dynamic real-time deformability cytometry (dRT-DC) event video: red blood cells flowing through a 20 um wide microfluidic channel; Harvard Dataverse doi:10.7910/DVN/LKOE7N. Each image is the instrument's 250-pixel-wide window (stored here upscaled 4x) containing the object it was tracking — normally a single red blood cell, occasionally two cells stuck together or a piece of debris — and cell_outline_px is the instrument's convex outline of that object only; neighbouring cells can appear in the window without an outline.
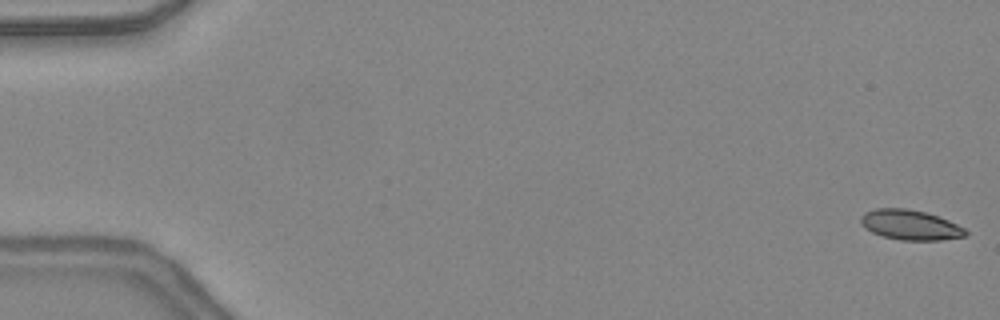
{"species": "common noctule bat (a hibernating species)", "species_latin": "Nyctalus noctula", "temperature_condition": "warm", "stored_images_in_passage": 49, "camera_frame_rate_fps": 3000, "um_per_image_px": 0.085, "animal": {"sex": "female", "body_mass_g": 24.6, "forearm_length_mm": 56.2}, "frame": {"image": 1, "passage_image": 1, "time_ms": 0.0, "image_size_px": [1000, 320], "cell_outline_px": [[968, 236], [940, 240], [900, 240], [884, 236], [872, 232], [860, 220], [860, 216], [864, 212], [876, 208], [908, 208], [924, 212], [948, 220], [964, 228], [968, 232]], "centroid_in_image_um": [77.39, 19.11], "position_along_channel_um": 7.6, "area_um2": 18.15}}
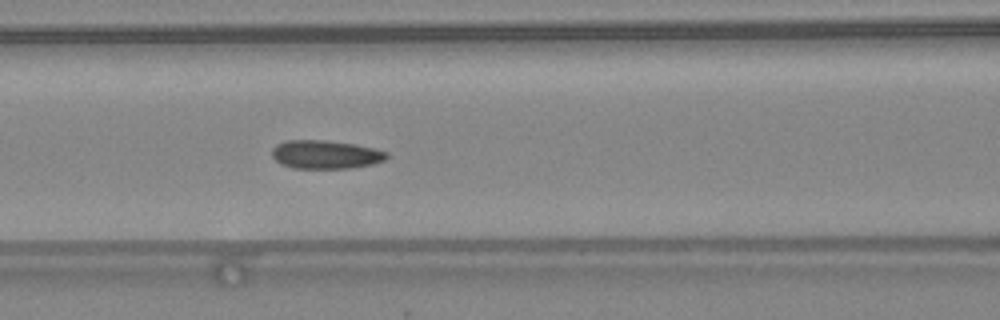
{"frame": {"image": 2, "passage_image": 21, "time_ms": 6.667, "image_size_px": [1000, 320], "cell_outline_px": [[388, 156], [384, 160], [372, 164], [352, 168], [292, 168], [280, 164], [272, 156], [272, 148], [276, 144], [284, 140], [324, 140], [356, 144], [376, 148], [388, 152]], "centroid_in_image_um": [27.66, 13.12], "position_along_channel_um": 138.9, "area_um2": 19.25}}
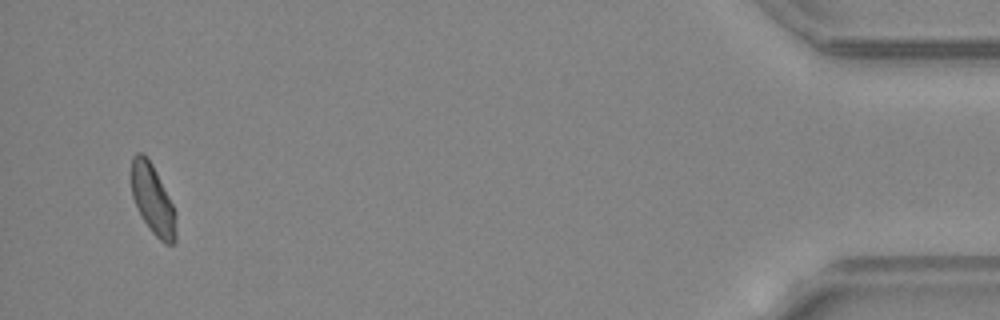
{"frame": {"image": 3, "passage_image": 46, "time_ms": 15.0, "image_size_px": [1000, 320], "cell_outline_px": [[176, 240], [172, 244], [164, 244], [152, 232], [144, 220], [132, 196], [132, 156], [136, 152], [140, 152], [152, 164], [176, 212]], "centroid_in_image_um": [13.0, 17.0], "position_along_channel_um": 422.2, "area_um2": 17.69}, "authors_computed_cell_mechanics": {"area_um2": 18.9006, "velocity_mm_per_s": 4.3899, "shape_relaxation_time_tau1_ms": null, "shape_relaxation_time_tau2_ms": 1.7501, "deformation_change_tau1": null, "deformation_change_tau2": 0.0722}}